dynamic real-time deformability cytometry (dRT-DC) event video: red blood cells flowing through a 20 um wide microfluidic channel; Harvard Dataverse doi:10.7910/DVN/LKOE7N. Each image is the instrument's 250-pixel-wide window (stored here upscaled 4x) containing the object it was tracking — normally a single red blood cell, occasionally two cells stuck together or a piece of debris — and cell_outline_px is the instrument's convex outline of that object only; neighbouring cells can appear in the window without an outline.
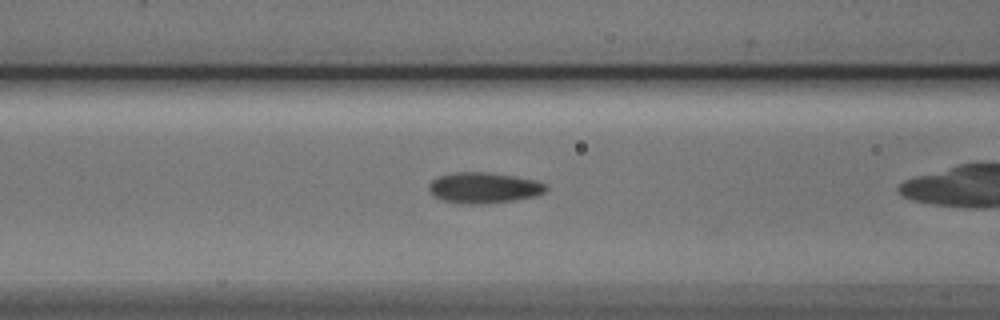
{"species": "Egyptian fruit bat (a non-hibernating species)", "species_latin": "Rousettus aegyptiacus", "temperature_condition": "cold", "stored_images_in_passage": 42, "camera_frame_rate_fps": 3000, "um_per_image_px": 0.085, "animal": {"sex": "male"}, "frame": {"image": 1, "passage_image": 20, "time_ms": 6.333, "image_size_px": [1000, 320], "cell_outline_px": [[548, 188], [544, 192], [536, 196], [516, 200], [488, 204], [460, 204], [440, 200], [432, 196], [428, 192], [428, 184], [432, 180], [440, 176], [452, 172], [492, 172], [516, 176], [536, 180], [544, 184]], "centroid_in_image_um": [41.09, 15.97], "position_along_channel_um": 125.5, "area_um2": 21.56}}
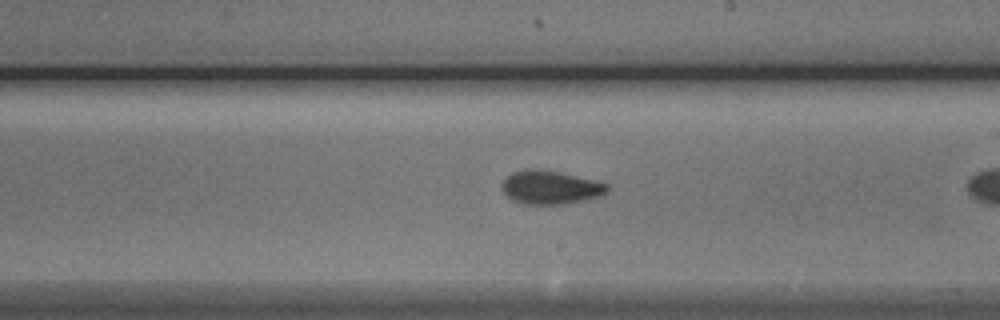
{"frame": {"image": 2, "passage_image": 29, "time_ms": 9.333, "image_size_px": [1000, 320], "cell_outline_px": [[608, 192], [600, 196], [564, 204], [520, 204], [512, 200], [500, 188], [504, 180], [512, 172], [528, 168], [532, 168], [560, 172], [608, 184]], "centroid_in_image_um": [46.75, 15.93], "position_along_channel_um": 242.3, "area_um2": 20.46}}
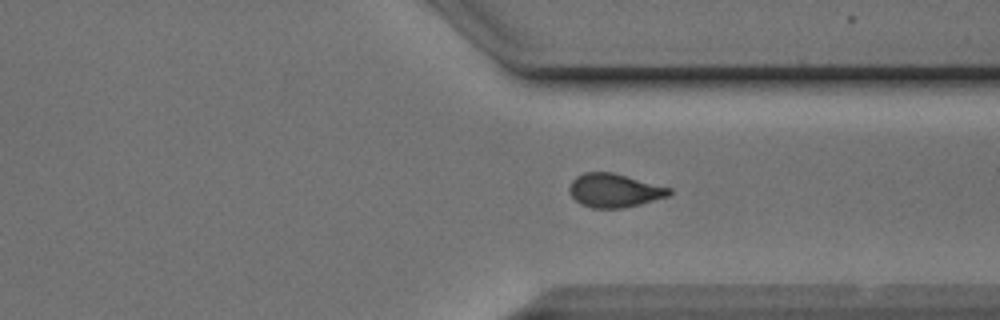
{"frame": {"image": 3, "passage_image": 38, "time_ms": 12.333, "image_size_px": [1000, 320], "cell_outline_px": [[672, 192], [668, 196], [640, 204], [624, 208], [592, 208], [580, 204], [572, 196], [568, 188], [572, 180], [576, 176], [584, 172], [612, 172], [672, 188]], "centroid_in_image_um": [52.21, 16.19], "position_along_channel_um": 359.2, "area_um2": 19.59}, "authors_computed_cell_mechanics": {"area_um2": 21.0103, "velocity_mm_per_s": 3.8943, "shape_relaxation_time_tau1_ms": 3.2489, "shape_relaxation_time_tau2_ms": 2.156, "deformation_change_tau1": 0.1137, "deformation_change_tau2": 0.0682}}